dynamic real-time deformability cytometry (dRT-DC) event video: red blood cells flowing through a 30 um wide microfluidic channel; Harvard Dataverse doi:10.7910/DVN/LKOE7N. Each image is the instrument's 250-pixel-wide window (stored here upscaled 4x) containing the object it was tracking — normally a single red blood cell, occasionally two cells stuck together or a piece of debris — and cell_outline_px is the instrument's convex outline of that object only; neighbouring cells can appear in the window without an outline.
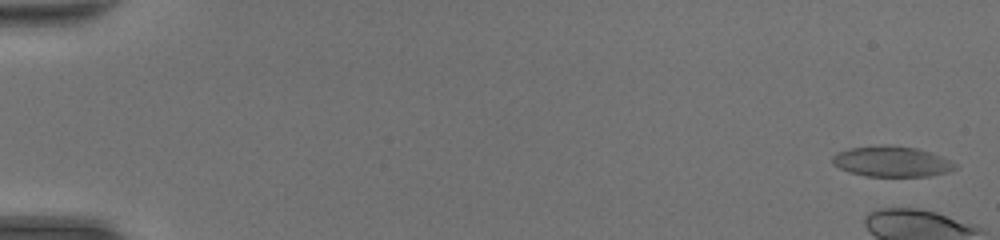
{"species": "common noctule bat (a hibernating species)", "species_latin": "Nyctalus noctula", "temperature_condition": "room temperature", "stored_images_in_passage": 49, "camera_frame_rate_fps": 3000, "um_per_image_px": 0.085, "animal": {"sex": "female", "body_mass_g": 20.0, "forearm_length_mm": 54.0}, "frame": {"image": 1, "passage_image": 2, "time_ms": 0.333, "image_size_px": [1000, 240], "cell_outline_px": [[956, 168], [948, 172], [928, 176], [868, 176], [848, 172], [832, 164], [832, 156], [836, 152], [848, 148], [884, 144], [888, 144], [916, 148], [940, 156], [956, 164]], "centroid_in_image_um": [75.74, 13.72], "position_along_channel_um": 9.3, "area_um2": 21.85}}